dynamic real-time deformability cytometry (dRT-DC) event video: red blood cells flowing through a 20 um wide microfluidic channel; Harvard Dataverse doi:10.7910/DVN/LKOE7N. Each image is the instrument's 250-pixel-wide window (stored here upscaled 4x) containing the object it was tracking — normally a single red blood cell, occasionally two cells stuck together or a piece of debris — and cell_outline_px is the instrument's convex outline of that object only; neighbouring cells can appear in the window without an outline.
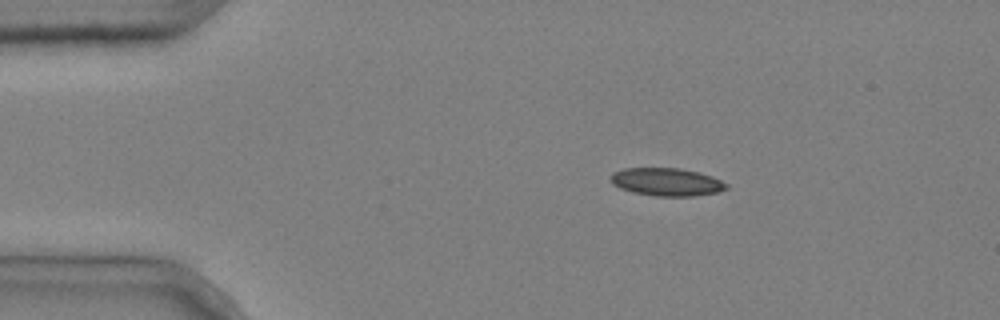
{"species": "common noctule bat (a hibernating species)", "species_latin": "Nyctalus noctula", "temperature_condition": "cold", "stored_images_in_passage": 4, "camera_frame_rate_fps": 3000, "um_per_image_px": 0.085, "animal": {"sex": "male", "body_mass_g": 20.4}, "frame": {"image": 1, "passage_image": 1, "time_ms": 0.0, "image_size_px": [1000, 320], "cell_outline_px": [[728, 188], [720, 192], [692, 196], [656, 196], [632, 192], [620, 188], [612, 184], [608, 176], [612, 172], [624, 168], [680, 168], [700, 172], [712, 176], [728, 184]], "centroid_in_image_um": [56.65, 15.46], "position_along_channel_um": 28.4, "area_um2": 19.07}}
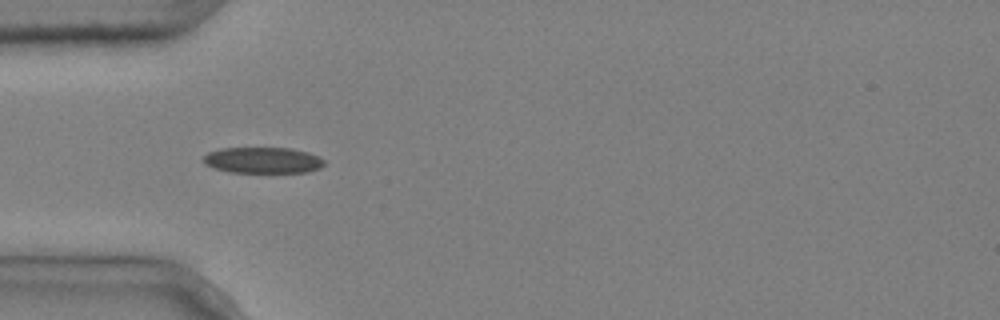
{"frame": {"image": 2, "passage_image": 3, "time_ms": 0.667, "image_size_px": [1000, 320], "cell_outline_px": [[324, 164], [320, 168], [308, 172], [228, 172], [212, 168], [204, 164], [204, 156], [208, 152], [220, 148], [292, 148], [308, 152], [320, 156], [324, 160]], "centroid_in_image_um": [22.34, 13.62], "position_along_channel_um": 62.7, "area_um2": 18.5}}